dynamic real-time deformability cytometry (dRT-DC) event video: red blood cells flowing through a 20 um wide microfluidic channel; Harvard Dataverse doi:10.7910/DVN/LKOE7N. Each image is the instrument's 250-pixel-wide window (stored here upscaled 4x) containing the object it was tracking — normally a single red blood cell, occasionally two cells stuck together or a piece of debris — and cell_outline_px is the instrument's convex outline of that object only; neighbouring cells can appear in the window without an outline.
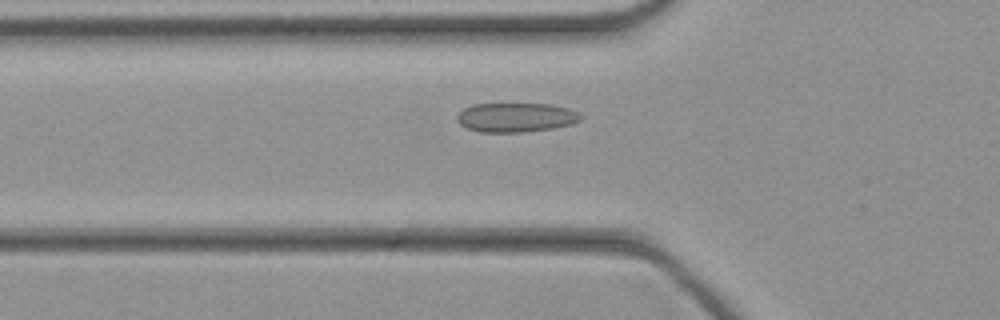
{"species": "common noctule bat (a hibernating species)", "species_latin": "Nyctalus noctula", "temperature_condition": "cold", "stored_images_in_passage": 28, "camera_frame_rate_fps": 3000, "um_per_image_px": 0.085, "animal": {"sex": "female", "body_mass_g": 21.9}, "frame": {"image": 1, "passage_image": 3, "time_ms": 0.667, "image_size_px": [1000, 320], "cell_outline_px": [[584, 116], [580, 120], [572, 124], [552, 128], [520, 132], [480, 132], [468, 128], [460, 124], [456, 120], [456, 116], [464, 108], [472, 104], [552, 104], [568, 108], [580, 112]], "centroid_in_image_um": [43.87, 9.97], "position_along_channel_um": 81.9, "area_um2": 21.15}}
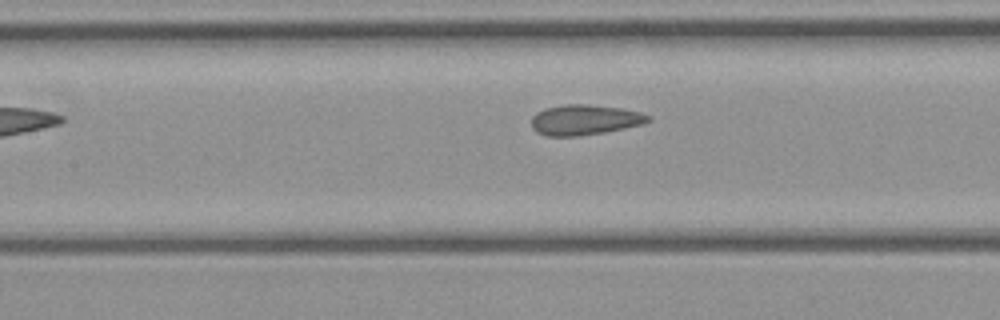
{"frame": {"image": 2, "passage_image": 8, "time_ms": 2.333, "image_size_px": [1000, 320], "cell_outline_px": [[652, 120], [644, 124], [604, 132], [580, 136], [544, 136], [536, 132], [532, 128], [532, 116], [536, 112], [544, 108], [564, 104], [588, 104], [620, 108], [640, 112], [652, 116]], "centroid_in_image_um": [49.69, 10.18], "position_along_channel_um": 157.7, "area_um2": 20.87}}
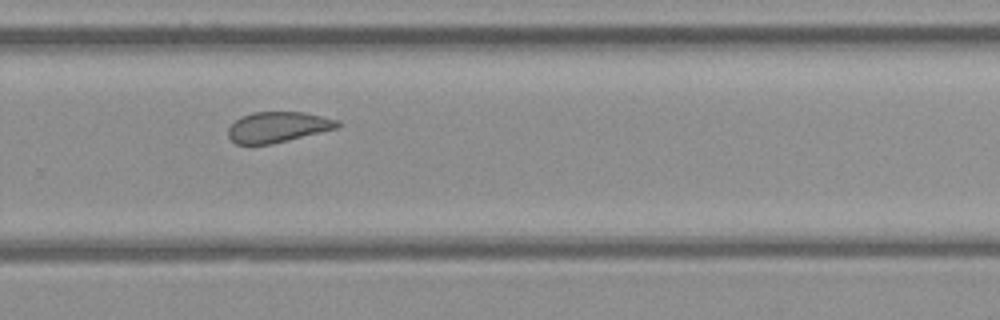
{"frame": {"image": 3, "passage_image": 18, "time_ms": 5.667, "image_size_px": [1000, 320], "cell_outline_px": [[340, 124], [336, 128], [272, 144], [236, 144], [228, 136], [228, 128], [240, 116], [252, 112], [304, 112], [340, 120]], "centroid_in_image_um": [23.6, 10.79], "position_along_channel_um": 306.2, "area_um2": 19.36}}